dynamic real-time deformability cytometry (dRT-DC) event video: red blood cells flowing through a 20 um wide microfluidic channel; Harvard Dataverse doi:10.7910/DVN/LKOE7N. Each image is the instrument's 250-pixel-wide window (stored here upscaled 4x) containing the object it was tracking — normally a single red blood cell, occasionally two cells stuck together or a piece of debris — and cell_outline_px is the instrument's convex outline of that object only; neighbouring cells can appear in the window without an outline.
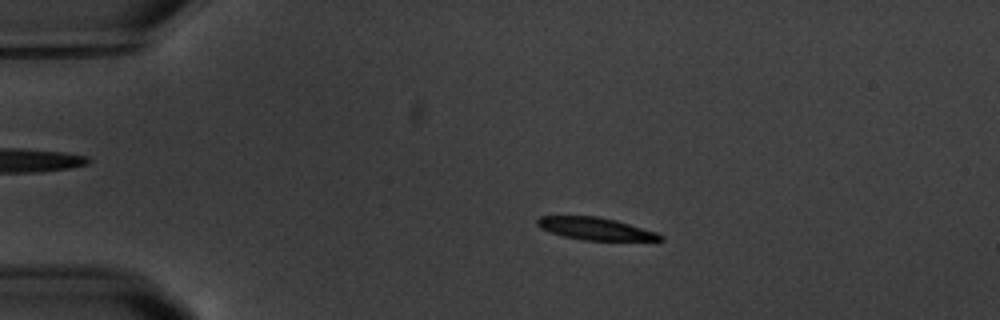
{"species": "common noctule bat (a hibernating species)", "species_latin": "Nyctalus noctula", "temperature_condition": "warm", "stored_images_in_passage": 8, "camera_frame_rate_fps": 3000, "um_per_image_px": 0.085, "animal": {"sex": "male", "body_mass_g": 20.1, "forearm_length_mm": 53.5}, "frame": {"image": 1, "passage_image": 3, "time_ms": 2.333, "image_size_px": [1000, 320], "cell_outline_px": [[664, 240], [584, 240], [564, 236], [548, 232], [540, 228], [536, 224], [536, 220], [540, 216], [596, 216], [616, 220], [656, 232], [664, 236]], "centroid_in_image_um": [50.57, 19.43], "position_along_channel_um": 34.4, "area_um2": 15.95}}
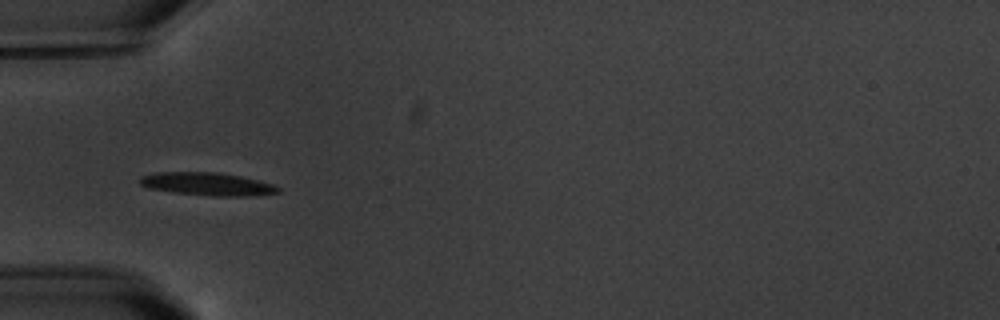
{"frame": {"image": 2, "passage_image": 5, "time_ms": 4.667, "image_size_px": [1000, 320], "cell_outline_px": [[280, 192], [248, 196], [212, 196], [172, 192], [148, 188], [140, 184], [140, 176], [156, 172], [220, 172], [240, 176], [276, 184], [280, 188]], "centroid_in_image_um": [17.64, 15.64], "position_along_channel_um": 67.4, "area_um2": 18.61}}
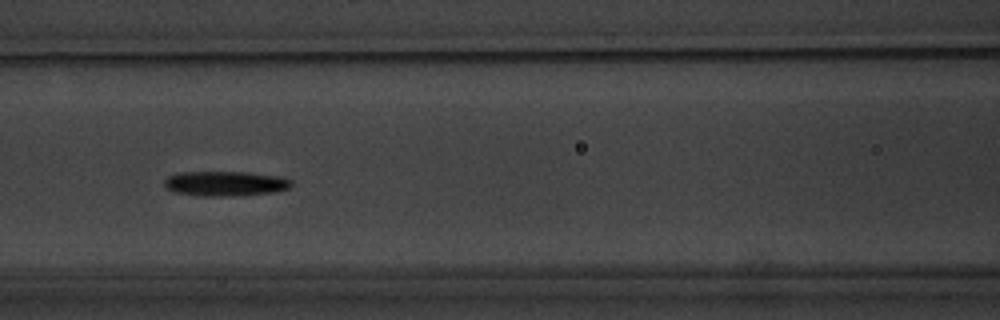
{"frame": {"image": 3, "passage_image": 7, "time_ms": 7.0, "image_size_px": [1000, 320], "cell_outline_px": [[292, 184], [288, 188], [276, 192], [240, 196], [200, 196], [176, 192], [164, 188], [164, 180], [168, 176], [176, 172], [248, 172], [284, 176], [292, 180]], "centroid_in_image_um": [19.17, 15.6], "position_along_channel_um": 147.4, "area_um2": 18.84}}